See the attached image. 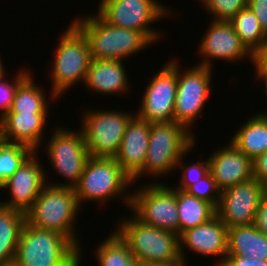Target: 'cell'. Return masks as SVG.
I'll return each mask as SVG.
<instances>
[{
	"mask_svg": "<svg viewBox=\"0 0 267 266\" xmlns=\"http://www.w3.org/2000/svg\"><path fill=\"white\" fill-rule=\"evenodd\" d=\"M79 210L74 188L54 186L47 182L32 207L25 213L26 222L35 228L58 232L68 238L80 250L81 264L82 244H79L75 228Z\"/></svg>",
	"mask_w": 267,
	"mask_h": 266,
	"instance_id": "cell-1",
	"label": "cell"
},
{
	"mask_svg": "<svg viewBox=\"0 0 267 266\" xmlns=\"http://www.w3.org/2000/svg\"><path fill=\"white\" fill-rule=\"evenodd\" d=\"M72 22L87 37L92 59L123 60L153 43L140 31L113 26L98 13Z\"/></svg>",
	"mask_w": 267,
	"mask_h": 266,
	"instance_id": "cell-2",
	"label": "cell"
},
{
	"mask_svg": "<svg viewBox=\"0 0 267 266\" xmlns=\"http://www.w3.org/2000/svg\"><path fill=\"white\" fill-rule=\"evenodd\" d=\"M17 266H81L80 250L65 236L24 224L14 258Z\"/></svg>",
	"mask_w": 267,
	"mask_h": 266,
	"instance_id": "cell-3",
	"label": "cell"
},
{
	"mask_svg": "<svg viewBox=\"0 0 267 266\" xmlns=\"http://www.w3.org/2000/svg\"><path fill=\"white\" fill-rule=\"evenodd\" d=\"M131 185L132 179L114 157H89L74 190L80 207L85 201H97L101 205L112 198L122 197V202L130 209L132 193L125 190Z\"/></svg>",
	"mask_w": 267,
	"mask_h": 266,
	"instance_id": "cell-4",
	"label": "cell"
},
{
	"mask_svg": "<svg viewBox=\"0 0 267 266\" xmlns=\"http://www.w3.org/2000/svg\"><path fill=\"white\" fill-rule=\"evenodd\" d=\"M195 136L184 125L174 121L151 123L149 145L143 170L139 177L164 176L175 171L179 159L195 144Z\"/></svg>",
	"mask_w": 267,
	"mask_h": 266,
	"instance_id": "cell-5",
	"label": "cell"
},
{
	"mask_svg": "<svg viewBox=\"0 0 267 266\" xmlns=\"http://www.w3.org/2000/svg\"><path fill=\"white\" fill-rule=\"evenodd\" d=\"M55 49L54 63L51 68V97L61 98L66 90L85 80L86 72L92 60L87 37L73 23L61 34ZM58 97V98H57Z\"/></svg>",
	"mask_w": 267,
	"mask_h": 266,
	"instance_id": "cell-6",
	"label": "cell"
},
{
	"mask_svg": "<svg viewBox=\"0 0 267 266\" xmlns=\"http://www.w3.org/2000/svg\"><path fill=\"white\" fill-rule=\"evenodd\" d=\"M122 219L115 231L139 263H172L181 259L179 235L146 225L134 215Z\"/></svg>",
	"mask_w": 267,
	"mask_h": 266,
	"instance_id": "cell-7",
	"label": "cell"
},
{
	"mask_svg": "<svg viewBox=\"0 0 267 266\" xmlns=\"http://www.w3.org/2000/svg\"><path fill=\"white\" fill-rule=\"evenodd\" d=\"M99 3L97 12L107 23L140 31L153 44L162 39V35L160 30L151 28V23L172 12L158 0H101Z\"/></svg>",
	"mask_w": 267,
	"mask_h": 266,
	"instance_id": "cell-8",
	"label": "cell"
},
{
	"mask_svg": "<svg viewBox=\"0 0 267 266\" xmlns=\"http://www.w3.org/2000/svg\"><path fill=\"white\" fill-rule=\"evenodd\" d=\"M158 182L148 183L132 192V214L146 225L179 235L177 189Z\"/></svg>",
	"mask_w": 267,
	"mask_h": 266,
	"instance_id": "cell-9",
	"label": "cell"
},
{
	"mask_svg": "<svg viewBox=\"0 0 267 266\" xmlns=\"http://www.w3.org/2000/svg\"><path fill=\"white\" fill-rule=\"evenodd\" d=\"M85 110L80 128L90 157H115L127 124L135 114L110 109Z\"/></svg>",
	"mask_w": 267,
	"mask_h": 266,
	"instance_id": "cell-10",
	"label": "cell"
},
{
	"mask_svg": "<svg viewBox=\"0 0 267 266\" xmlns=\"http://www.w3.org/2000/svg\"><path fill=\"white\" fill-rule=\"evenodd\" d=\"M68 129L57 126L46 142L47 144L45 143L47 146L44 151L51 162L50 166L52 165L53 171L55 170L67 181L63 184L58 182L48 184L74 188L80 180L90 155L81 128L77 132Z\"/></svg>",
	"mask_w": 267,
	"mask_h": 266,
	"instance_id": "cell-11",
	"label": "cell"
},
{
	"mask_svg": "<svg viewBox=\"0 0 267 266\" xmlns=\"http://www.w3.org/2000/svg\"><path fill=\"white\" fill-rule=\"evenodd\" d=\"M177 64V93L174 102V122L181 123L189 131L195 120L204 111L203 108L210 98L212 89V69L194 65L179 70Z\"/></svg>",
	"mask_w": 267,
	"mask_h": 266,
	"instance_id": "cell-12",
	"label": "cell"
},
{
	"mask_svg": "<svg viewBox=\"0 0 267 266\" xmlns=\"http://www.w3.org/2000/svg\"><path fill=\"white\" fill-rule=\"evenodd\" d=\"M177 61H168L147 84L136 115L148 121H174V102L177 93Z\"/></svg>",
	"mask_w": 267,
	"mask_h": 266,
	"instance_id": "cell-13",
	"label": "cell"
},
{
	"mask_svg": "<svg viewBox=\"0 0 267 266\" xmlns=\"http://www.w3.org/2000/svg\"><path fill=\"white\" fill-rule=\"evenodd\" d=\"M267 188L252 178L220 192L216 215L227 226L254 224L262 195Z\"/></svg>",
	"mask_w": 267,
	"mask_h": 266,
	"instance_id": "cell-14",
	"label": "cell"
},
{
	"mask_svg": "<svg viewBox=\"0 0 267 266\" xmlns=\"http://www.w3.org/2000/svg\"><path fill=\"white\" fill-rule=\"evenodd\" d=\"M202 37L197 52L203 59L197 65L213 69L211 63L215 59L233 63L244 61L243 59L246 57L252 62V53L242 43L229 21L211 20Z\"/></svg>",
	"mask_w": 267,
	"mask_h": 266,
	"instance_id": "cell-15",
	"label": "cell"
},
{
	"mask_svg": "<svg viewBox=\"0 0 267 266\" xmlns=\"http://www.w3.org/2000/svg\"><path fill=\"white\" fill-rule=\"evenodd\" d=\"M34 152L18 170L6 180L1 189H8V201H0V205L13 208L26 213L31 207L40 192L47 184L45 168L40 164L38 153ZM39 160V162H38Z\"/></svg>",
	"mask_w": 267,
	"mask_h": 266,
	"instance_id": "cell-16",
	"label": "cell"
},
{
	"mask_svg": "<svg viewBox=\"0 0 267 266\" xmlns=\"http://www.w3.org/2000/svg\"><path fill=\"white\" fill-rule=\"evenodd\" d=\"M228 228L217 215L209 221L190 228L179 235V253L185 262L184 247L204 257L219 258L215 266H222L228 254ZM206 255V256H205ZM218 256V257H217Z\"/></svg>",
	"mask_w": 267,
	"mask_h": 266,
	"instance_id": "cell-17",
	"label": "cell"
},
{
	"mask_svg": "<svg viewBox=\"0 0 267 266\" xmlns=\"http://www.w3.org/2000/svg\"><path fill=\"white\" fill-rule=\"evenodd\" d=\"M227 145L208 156L209 172L220 191L253 178L252 160L231 141Z\"/></svg>",
	"mask_w": 267,
	"mask_h": 266,
	"instance_id": "cell-18",
	"label": "cell"
},
{
	"mask_svg": "<svg viewBox=\"0 0 267 266\" xmlns=\"http://www.w3.org/2000/svg\"><path fill=\"white\" fill-rule=\"evenodd\" d=\"M150 129L151 123L135 114L127 124L120 149L114 157L132 180L143 170Z\"/></svg>",
	"mask_w": 267,
	"mask_h": 266,
	"instance_id": "cell-19",
	"label": "cell"
},
{
	"mask_svg": "<svg viewBox=\"0 0 267 266\" xmlns=\"http://www.w3.org/2000/svg\"><path fill=\"white\" fill-rule=\"evenodd\" d=\"M48 113L8 112L0 119L1 140L20 143L37 152L44 139Z\"/></svg>",
	"mask_w": 267,
	"mask_h": 266,
	"instance_id": "cell-20",
	"label": "cell"
},
{
	"mask_svg": "<svg viewBox=\"0 0 267 266\" xmlns=\"http://www.w3.org/2000/svg\"><path fill=\"white\" fill-rule=\"evenodd\" d=\"M124 60L92 59L84 85L99 94L126 93L130 86Z\"/></svg>",
	"mask_w": 267,
	"mask_h": 266,
	"instance_id": "cell-21",
	"label": "cell"
},
{
	"mask_svg": "<svg viewBox=\"0 0 267 266\" xmlns=\"http://www.w3.org/2000/svg\"><path fill=\"white\" fill-rule=\"evenodd\" d=\"M231 143L249 159L267 151V111L254 114L237 129Z\"/></svg>",
	"mask_w": 267,
	"mask_h": 266,
	"instance_id": "cell-22",
	"label": "cell"
},
{
	"mask_svg": "<svg viewBox=\"0 0 267 266\" xmlns=\"http://www.w3.org/2000/svg\"><path fill=\"white\" fill-rule=\"evenodd\" d=\"M228 254L267 260V235L254 224L228 228Z\"/></svg>",
	"mask_w": 267,
	"mask_h": 266,
	"instance_id": "cell-23",
	"label": "cell"
},
{
	"mask_svg": "<svg viewBox=\"0 0 267 266\" xmlns=\"http://www.w3.org/2000/svg\"><path fill=\"white\" fill-rule=\"evenodd\" d=\"M25 213L0 205V265L14 263Z\"/></svg>",
	"mask_w": 267,
	"mask_h": 266,
	"instance_id": "cell-24",
	"label": "cell"
},
{
	"mask_svg": "<svg viewBox=\"0 0 267 266\" xmlns=\"http://www.w3.org/2000/svg\"><path fill=\"white\" fill-rule=\"evenodd\" d=\"M177 209L179 214V235L199 226L216 215V208L209 202L177 189Z\"/></svg>",
	"mask_w": 267,
	"mask_h": 266,
	"instance_id": "cell-25",
	"label": "cell"
},
{
	"mask_svg": "<svg viewBox=\"0 0 267 266\" xmlns=\"http://www.w3.org/2000/svg\"><path fill=\"white\" fill-rule=\"evenodd\" d=\"M38 85V86H37ZM43 87H39L31 72L19 85L16 90L13 103L9 112L22 113H49L48 100Z\"/></svg>",
	"mask_w": 267,
	"mask_h": 266,
	"instance_id": "cell-26",
	"label": "cell"
},
{
	"mask_svg": "<svg viewBox=\"0 0 267 266\" xmlns=\"http://www.w3.org/2000/svg\"><path fill=\"white\" fill-rule=\"evenodd\" d=\"M98 248V249H97ZM94 256L99 266H139L128 244L114 231L97 246Z\"/></svg>",
	"mask_w": 267,
	"mask_h": 266,
	"instance_id": "cell-27",
	"label": "cell"
},
{
	"mask_svg": "<svg viewBox=\"0 0 267 266\" xmlns=\"http://www.w3.org/2000/svg\"><path fill=\"white\" fill-rule=\"evenodd\" d=\"M229 22L242 43L252 54L267 41V34L248 6L239 11Z\"/></svg>",
	"mask_w": 267,
	"mask_h": 266,
	"instance_id": "cell-28",
	"label": "cell"
},
{
	"mask_svg": "<svg viewBox=\"0 0 267 266\" xmlns=\"http://www.w3.org/2000/svg\"><path fill=\"white\" fill-rule=\"evenodd\" d=\"M34 152L20 143L0 141V188Z\"/></svg>",
	"mask_w": 267,
	"mask_h": 266,
	"instance_id": "cell-29",
	"label": "cell"
},
{
	"mask_svg": "<svg viewBox=\"0 0 267 266\" xmlns=\"http://www.w3.org/2000/svg\"><path fill=\"white\" fill-rule=\"evenodd\" d=\"M204 8L213 17L211 20L230 21L247 6V0H201Z\"/></svg>",
	"mask_w": 267,
	"mask_h": 266,
	"instance_id": "cell-30",
	"label": "cell"
},
{
	"mask_svg": "<svg viewBox=\"0 0 267 266\" xmlns=\"http://www.w3.org/2000/svg\"><path fill=\"white\" fill-rule=\"evenodd\" d=\"M194 146H196V143L179 159L176 164V169L179 167V169L184 170H182V178L179 182L180 185H177V187L174 186L175 189L185 191L190 185L198 182L209 173L208 159H205V161L201 159L200 161L189 164L188 166L186 162L183 163L184 156H187V153L189 154V152H191L190 150H193Z\"/></svg>",
	"mask_w": 267,
	"mask_h": 266,
	"instance_id": "cell-31",
	"label": "cell"
},
{
	"mask_svg": "<svg viewBox=\"0 0 267 266\" xmlns=\"http://www.w3.org/2000/svg\"><path fill=\"white\" fill-rule=\"evenodd\" d=\"M185 192L198 199L207 201L217 208L221 191L218 189L214 178L209 172L198 182L190 185Z\"/></svg>",
	"mask_w": 267,
	"mask_h": 266,
	"instance_id": "cell-32",
	"label": "cell"
},
{
	"mask_svg": "<svg viewBox=\"0 0 267 266\" xmlns=\"http://www.w3.org/2000/svg\"><path fill=\"white\" fill-rule=\"evenodd\" d=\"M27 69L20 70L13 79V83L6 80V76L0 78V119L4 117L11 109L13 99L18 85L31 73ZM6 81H5V80Z\"/></svg>",
	"mask_w": 267,
	"mask_h": 266,
	"instance_id": "cell-33",
	"label": "cell"
},
{
	"mask_svg": "<svg viewBox=\"0 0 267 266\" xmlns=\"http://www.w3.org/2000/svg\"><path fill=\"white\" fill-rule=\"evenodd\" d=\"M253 178L267 188V151L252 160Z\"/></svg>",
	"mask_w": 267,
	"mask_h": 266,
	"instance_id": "cell-34",
	"label": "cell"
},
{
	"mask_svg": "<svg viewBox=\"0 0 267 266\" xmlns=\"http://www.w3.org/2000/svg\"><path fill=\"white\" fill-rule=\"evenodd\" d=\"M247 6L256 15L261 28L267 34V0H247Z\"/></svg>",
	"mask_w": 267,
	"mask_h": 266,
	"instance_id": "cell-35",
	"label": "cell"
},
{
	"mask_svg": "<svg viewBox=\"0 0 267 266\" xmlns=\"http://www.w3.org/2000/svg\"><path fill=\"white\" fill-rule=\"evenodd\" d=\"M222 266H267V260H258L255 257L246 258L239 255H227Z\"/></svg>",
	"mask_w": 267,
	"mask_h": 266,
	"instance_id": "cell-36",
	"label": "cell"
},
{
	"mask_svg": "<svg viewBox=\"0 0 267 266\" xmlns=\"http://www.w3.org/2000/svg\"><path fill=\"white\" fill-rule=\"evenodd\" d=\"M254 226L267 235V190L262 195L258 210L256 212Z\"/></svg>",
	"mask_w": 267,
	"mask_h": 266,
	"instance_id": "cell-37",
	"label": "cell"
},
{
	"mask_svg": "<svg viewBox=\"0 0 267 266\" xmlns=\"http://www.w3.org/2000/svg\"><path fill=\"white\" fill-rule=\"evenodd\" d=\"M254 72H267V41L252 54Z\"/></svg>",
	"mask_w": 267,
	"mask_h": 266,
	"instance_id": "cell-38",
	"label": "cell"
},
{
	"mask_svg": "<svg viewBox=\"0 0 267 266\" xmlns=\"http://www.w3.org/2000/svg\"><path fill=\"white\" fill-rule=\"evenodd\" d=\"M139 266H187V262L180 259L172 263H139Z\"/></svg>",
	"mask_w": 267,
	"mask_h": 266,
	"instance_id": "cell-39",
	"label": "cell"
},
{
	"mask_svg": "<svg viewBox=\"0 0 267 266\" xmlns=\"http://www.w3.org/2000/svg\"><path fill=\"white\" fill-rule=\"evenodd\" d=\"M255 74L257 75L256 78L258 77V79H262L261 82L264 81V86H265V93H266V97H267V72H255Z\"/></svg>",
	"mask_w": 267,
	"mask_h": 266,
	"instance_id": "cell-40",
	"label": "cell"
},
{
	"mask_svg": "<svg viewBox=\"0 0 267 266\" xmlns=\"http://www.w3.org/2000/svg\"><path fill=\"white\" fill-rule=\"evenodd\" d=\"M1 59H2V57L0 55V78L6 75V71H4L5 67L3 66L4 62H3V59L2 60Z\"/></svg>",
	"mask_w": 267,
	"mask_h": 266,
	"instance_id": "cell-41",
	"label": "cell"
},
{
	"mask_svg": "<svg viewBox=\"0 0 267 266\" xmlns=\"http://www.w3.org/2000/svg\"><path fill=\"white\" fill-rule=\"evenodd\" d=\"M0 266H17V265L15 263H10V264L0 265Z\"/></svg>",
	"mask_w": 267,
	"mask_h": 266,
	"instance_id": "cell-42",
	"label": "cell"
}]
</instances>
